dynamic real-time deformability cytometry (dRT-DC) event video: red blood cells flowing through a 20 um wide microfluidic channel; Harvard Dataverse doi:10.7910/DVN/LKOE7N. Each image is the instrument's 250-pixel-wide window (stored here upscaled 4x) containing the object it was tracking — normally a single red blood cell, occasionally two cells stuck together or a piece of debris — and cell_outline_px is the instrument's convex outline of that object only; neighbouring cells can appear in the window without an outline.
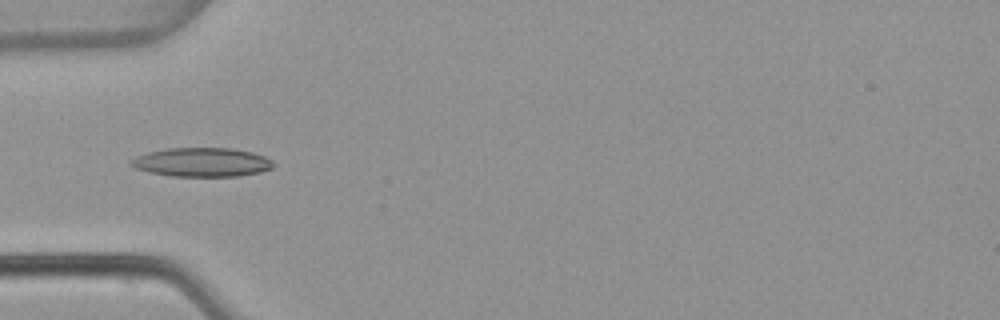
{"species": "common noctule bat (a hibernating species)", "species_latin": "Nyctalus noctula", "temperature_condition": "warm", "stored_images_in_passage": 7, "camera_frame_rate_fps": 3000, "um_per_image_px": 0.085, "animal": {"sex": "female", "body_mass_g": 22.7, "forearm_length_mm": 54.2}, "frame": {"image": 1, "passage_image": 5, "time_ms": 1.333, "image_size_px": [1000, 320], "cell_outline_px": [[276, 164], [272, 168], [260, 172], [240, 176], [172, 176], [148, 172], [136, 168], [128, 164], [128, 160], [136, 156], [148, 152], [168, 148], [232, 148], [252, 152], [264, 156], [272, 160]], "centroid_in_image_um": [17.15, 13.79], "position_along_channel_um": 67.8, "area_um2": 24.22}}
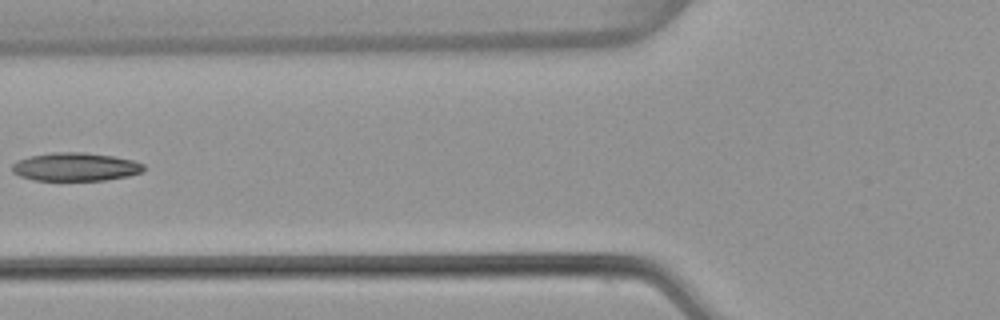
{"frame": {"image": 2, "passage_image": 6, "time_ms": 1.667, "image_size_px": [1000, 320], "cell_outline_px": [[144, 168], [140, 172], [128, 176], [104, 180], [32, 180], [20, 176], [12, 172], [12, 164], [28, 156], [52, 152], [84, 152], [112, 156], [132, 160], [144, 164]], "centroid_in_image_um": [6.38, 14.18], "position_along_channel_um": 119.4, "area_um2": 21.62}}
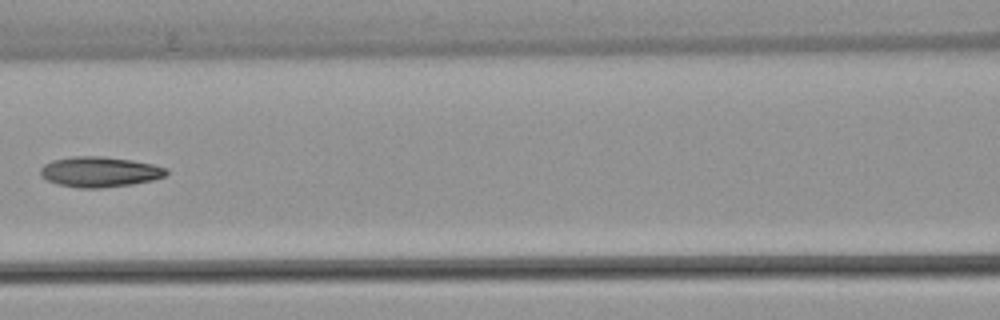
{"frame": {"image": 3, "passage_image": 7, "time_ms": 2.0, "image_size_px": [1000, 320], "cell_outline_px": [[168, 172], [164, 176], [152, 180], [132, 184], [100, 188], [80, 188], [60, 184], [48, 180], [40, 176], [40, 168], [44, 164], [52, 160], [72, 156], [104, 156], [132, 160], [152, 164], [168, 168]], "centroid_in_image_um": [8.46, 14.59], "position_along_channel_um": 158.1, "area_um2": 22.25}}